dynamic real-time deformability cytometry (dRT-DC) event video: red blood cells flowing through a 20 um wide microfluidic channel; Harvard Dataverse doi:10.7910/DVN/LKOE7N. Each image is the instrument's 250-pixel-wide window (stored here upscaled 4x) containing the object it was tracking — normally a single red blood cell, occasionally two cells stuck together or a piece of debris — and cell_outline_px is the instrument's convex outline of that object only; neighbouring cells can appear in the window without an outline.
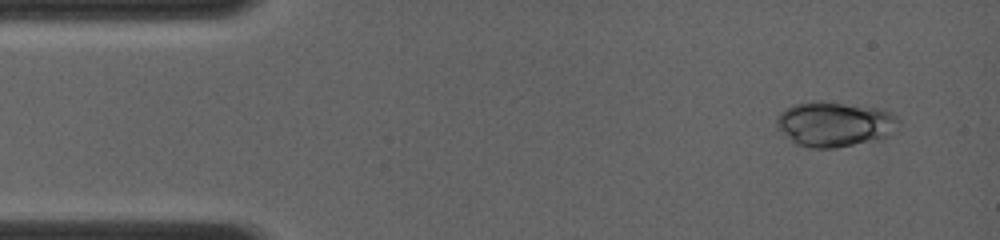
{"species": "common noctule bat (a hibernating species)", "species_latin": "Nyctalus noctula", "temperature_condition": "room temperature", "stored_images_in_passage": 3, "camera_frame_rate_fps": 4000, "um_per_image_px": 0.085, "animal": {"sex": "female", "body_mass_g": 19.0, "forearm_length_mm": 56.7}, "frame": {"image": 1, "passage_image": 1, "time_ms": 0.0, "image_size_px": [1000, 240], "cell_outline_px": [[900, 120], [896, 132], [880, 140], [836, 148], [808, 148], [792, 144], [776, 124], [776, 120], [780, 112], [784, 108], [796, 104], [820, 100], [824, 100], [884, 108], [892, 112]], "centroid_in_image_um": [71.0, 10.55], "position_along_channel_um": 14.0, "area_um2": 33.0}}